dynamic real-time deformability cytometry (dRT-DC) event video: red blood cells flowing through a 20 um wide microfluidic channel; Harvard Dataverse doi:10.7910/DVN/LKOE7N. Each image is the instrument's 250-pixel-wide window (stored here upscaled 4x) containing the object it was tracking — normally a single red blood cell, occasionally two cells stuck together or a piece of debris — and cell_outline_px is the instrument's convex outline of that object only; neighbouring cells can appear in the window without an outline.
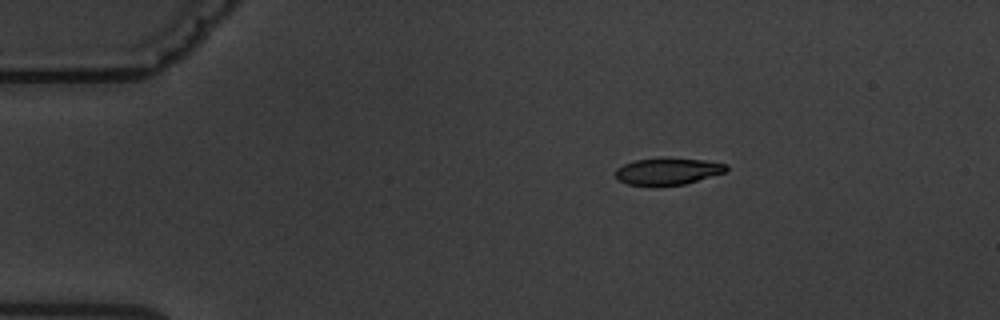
{"species": "common noctule bat (a hibernating species)", "species_latin": "Nyctalus noctula", "temperature_condition": "warm", "stored_images_in_passage": 3, "camera_frame_rate_fps": 3000, "um_per_image_px": 0.085, "animal": {"sex": "male", "body_mass_g": 19.5, "forearm_length_mm": 54.6}, "frame": {"image": 1, "passage_image": 1, "time_ms": 0.0, "image_size_px": [1000, 320], "cell_outline_px": [[728, 168], [724, 172], [684, 184], [628, 184], [620, 180], [616, 176], [616, 168], [624, 164], [636, 160], [660, 156], [664, 156], [704, 160], [728, 164]], "centroid_in_image_um": [56.78, 14.5], "position_along_channel_um": 28.2, "area_um2": 17.17}}